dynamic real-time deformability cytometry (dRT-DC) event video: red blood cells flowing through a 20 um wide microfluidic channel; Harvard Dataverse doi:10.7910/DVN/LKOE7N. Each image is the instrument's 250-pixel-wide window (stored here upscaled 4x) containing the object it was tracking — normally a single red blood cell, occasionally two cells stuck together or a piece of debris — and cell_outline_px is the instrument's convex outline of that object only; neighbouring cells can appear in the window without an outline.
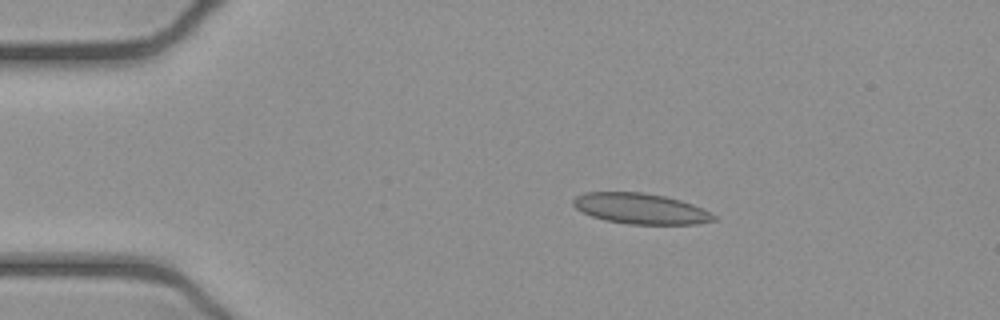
{"species": "common noctule bat (a hibernating species)", "species_latin": "Nyctalus noctula", "temperature_condition": "cold", "stored_images_in_passage": 50, "camera_frame_rate_fps": 3000, "um_per_image_px": 0.085, "animal": {"sex": "female", "body_mass_g": 21.9}, "frame": {"image": 1, "passage_image": 8, "time_ms": 2.333, "image_size_px": [1000, 320], "cell_outline_px": [[716, 220], [696, 224], [628, 224], [604, 220], [592, 216], [576, 208], [572, 204], [572, 200], [576, 196], [584, 192], [640, 192], [664, 196], [680, 200], [704, 208], [716, 216]], "centroid_in_image_um": [54.45, 17.73], "position_along_channel_um": 30.5, "area_um2": 25.09}}
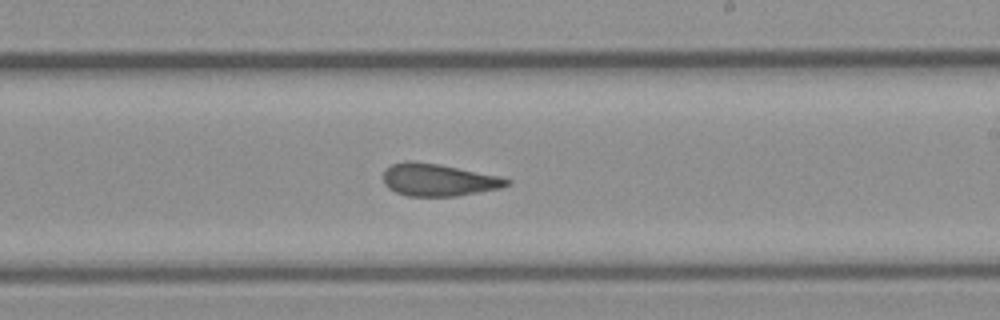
{"frame": {"image": 2, "passage_image": 29, "time_ms": 9.333, "image_size_px": [1000, 320], "cell_outline_px": [[512, 180], [508, 184], [500, 188], [456, 196], [408, 196], [396, 192], [388, 188], [384, 184], [384, 172], [392, 164], [408, 160], [436, 164], [500, 176]], "centroid_in_image_um": [37.25, 15.3], "position_along_channel_um": 251.7, "area_um2": 22.95}}
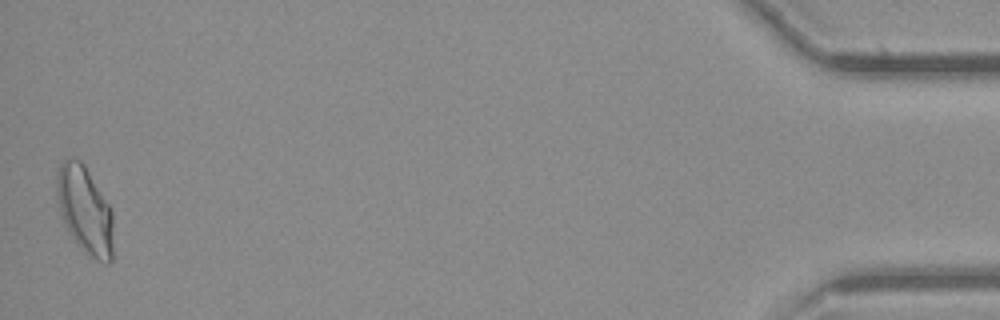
{"frame": {"image": 3, "passage_image": 50, "time_ms": 16.333, "image_size_px": [1000, 320], "cell_outline_px": [[112, 260], [108, 264], [104, 264], [96, 260], [84, 252], [80, 248], [64, 224], [60, 212], [56, 192], [56, 172], [60, 164], [64, 160], [72, 156], [80, 160], [84, 164], [112, 208]], "centroid_in_image_um": [7.21, 17.84], "position_along_channel_um": 428.0, "area_um2": 29.07}, "authors_computed_cell_mechanics": {"area_um2": 24.1026, "velocity_mm_per_s": 3.899, "shape_relaxation_time_tau1_ms": null, "shape_relaxation_time_tau2_ms": 1.5303, "deformation_change_tau1": null, "deformation_change_tau2": 0.0872}}